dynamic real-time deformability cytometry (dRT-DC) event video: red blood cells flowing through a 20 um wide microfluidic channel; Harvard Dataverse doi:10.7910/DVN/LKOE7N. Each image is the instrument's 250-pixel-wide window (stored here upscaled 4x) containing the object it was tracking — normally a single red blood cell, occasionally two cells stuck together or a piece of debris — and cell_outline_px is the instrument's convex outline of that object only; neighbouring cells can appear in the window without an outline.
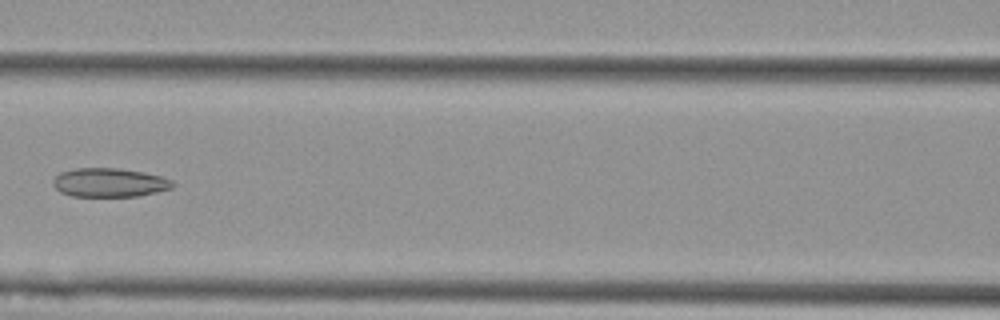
{"species": "Egyptian fruit bat (a non-hibernating species)", "species_latin": "Rousettus aegyptiacus", "temperature_condition": "cold", "stored_images_in_passage": 9, "camera_frame_rate_fps": 3000, "um_per_image_px": 0.085, "animal": {"sex": "female"}, "frame": {"image": 1, "passage_image": 6, "time_ms": 1.667, "image_size_px": [1000, 320], "cell_outline_px": [[176, 184], [172, 188], [140, 196], [72, 196], [60, 192], [52, 184], [52, 180], [60, 172], [76, 168], [120, 168], [144, 172], [160, 176], [172, 180]], "centroid_in_image_um": [9.31, 15.51], "position_along_channel_um": 157.3, "area_um2": 20.23}}
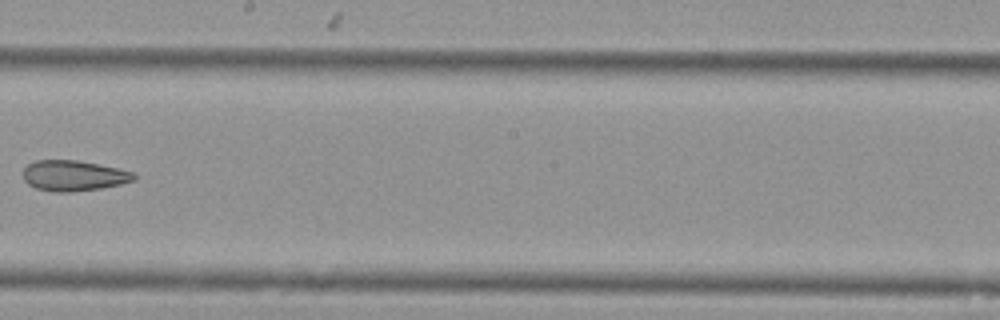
{"frame": {"image": 2, "passage_image": 8, "time_ms": 2.333, "image_size_px": [1000, 320], "cell_outline_px": [[136, 180], [120, 184], [100, 188], [68, 192], [56, 192], [36, 188], [28, 184], [24, 180], [24, 168], [28, 164], [36, 160], [76, 160], [116, 168], [132, 172], [136, 176]], "centroid_in_image_um": [6.24, 14.93], "position_along_channel_um": 242.0, "area_um2": 19.48}}
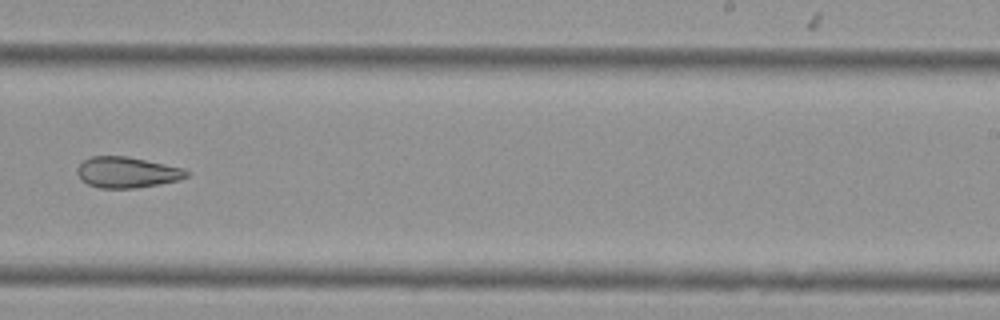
{"frame": {"image": 3, "passage_image": 9, "time_ms": 2.667, "image_size_px": [1000, 320], "cell_outline_px": [[188, 176], [180, 180], [160, 184], [136, 188], [100, 188], [88, 184], [76, 172], [76, 168], [84, 160], [92, 156], [128, 156], [184, 168], [188, 172]], "centroid_in_image_um": [10.82, 14.64], "position_along_channel_um": 278.2, "area_um2": 19.65}}